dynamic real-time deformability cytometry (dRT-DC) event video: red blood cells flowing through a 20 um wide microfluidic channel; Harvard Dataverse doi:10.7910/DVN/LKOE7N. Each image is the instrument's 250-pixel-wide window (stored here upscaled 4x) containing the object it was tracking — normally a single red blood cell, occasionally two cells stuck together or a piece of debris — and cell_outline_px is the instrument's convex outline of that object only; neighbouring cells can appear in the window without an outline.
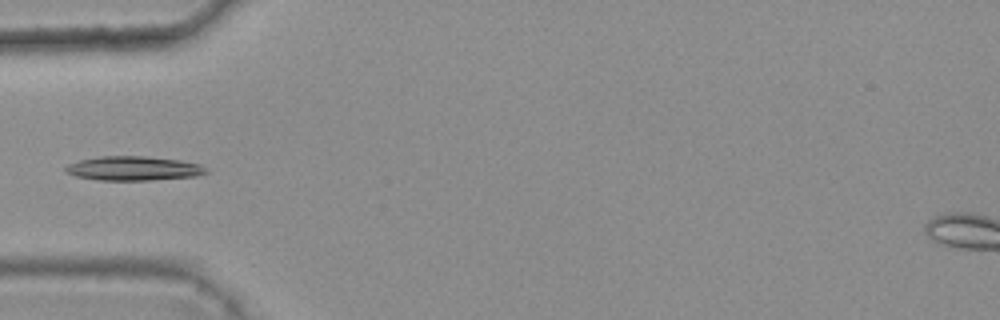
{"species": "common noctule bat (a hibernating species)", "species_latin": "Nyctalus noctula", "temperature_condition": "warm", "stored_images_in_passage": 5, "camera_frame_rate_fps": 3000, "um_per_image_px": 0.085, "animal": {"sex": "female", "body_mass_g": 25.1}, "frame": {"image": 1, "passage_image": 5, "time_ms": 1.333, "image_size_px": [1000, 320], "cell_outline_px": [[208, 172], [196, 176], [148, 180], [100, 180], [76, 176], [64, 172], [64, 168], [68, 164], [80, 160], [100, 156], [144, 156], [180, 160], [200, 164]], "centroid_in_image_um": [11.31, 14.31], "position_along_channel_um": 73.7, "area_um2": 19.71}}